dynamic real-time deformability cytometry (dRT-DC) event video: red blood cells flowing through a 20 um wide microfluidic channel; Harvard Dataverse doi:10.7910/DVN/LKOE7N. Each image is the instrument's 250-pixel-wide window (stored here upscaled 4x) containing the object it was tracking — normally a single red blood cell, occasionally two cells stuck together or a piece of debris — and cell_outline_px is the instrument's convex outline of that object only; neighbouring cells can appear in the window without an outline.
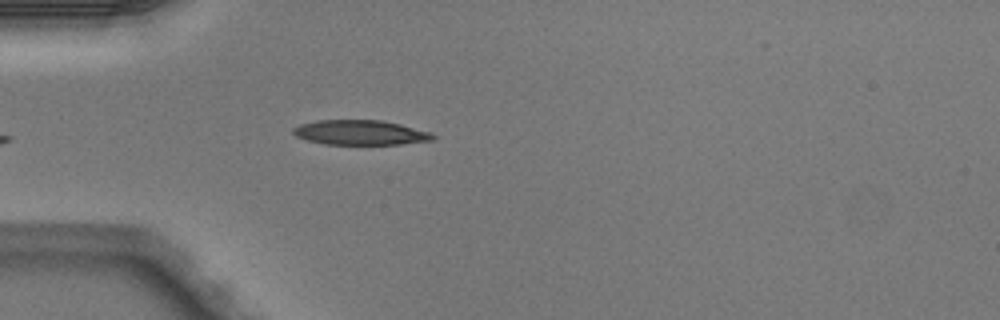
{"species": "Egyptian fruit bat (a non-hibernating species)", "species_latin": "Rousettus aegyptiacus", "temperature_condition": "warm", "stored_images_in_passage": 5, "camera_frame_rate_fps": 3000, "um_per_image_px": 0.085, "animal": {"sex": "male"}, "frame": {"image": 1, "passage_image": 5, "time_ms": 1.333, "image_size_px": [1000, 320], "cell_outline_px": [[436, 136], [432, 140], [400, 144], [324, 144], [308, 140], [296, 136], [292, 132], [292, 128], [300, 124], [316, 120], [380, 120], [400, 124], [432, 132]], "centroid_in_image_um": [30.63, 11.26], "position_along_channel_um": 54.4, "area_um2": 20.17}}